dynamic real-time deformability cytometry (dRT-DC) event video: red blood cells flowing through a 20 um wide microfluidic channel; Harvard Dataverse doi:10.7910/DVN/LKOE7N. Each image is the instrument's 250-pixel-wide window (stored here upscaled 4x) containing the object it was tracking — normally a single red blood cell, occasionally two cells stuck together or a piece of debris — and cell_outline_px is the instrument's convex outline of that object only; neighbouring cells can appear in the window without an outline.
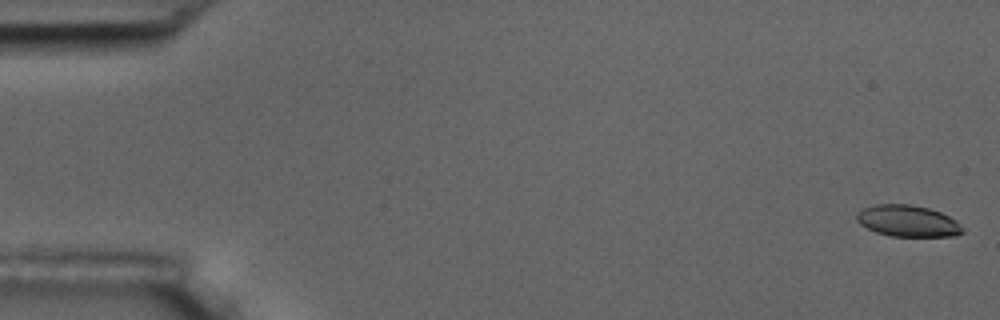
{"species": "common noctule bat (a hibernating species)", "species_latin": "Nyctalus noctula", "temperature_condition": "room temperature", "stored_images_in_passage": 5, "camera_frame_rate_fps": 3000, "um_per_image_px": 0.085, "animal": {"sex": "male", "body_mass_g": 17.5, "forearm_length_mm": 52.3}, "frame": {"image": 1, "passage_image": 1, "time_ms": 0.0, "image_size_px": [1000, 320], "cell_outline_px": [[964, 232], [956, 236], [892, 236], [876, 232], [860, 224], [856, 220], [856, 212], [864, 208], [876, 204], [912, 204], [928, 208], [940, 212], [956, 220], [964, 228]], "centroid_in_image_um": [77.17, 18.78], "position_along_channel_um": 7.8, "area_um2": 19.48}}
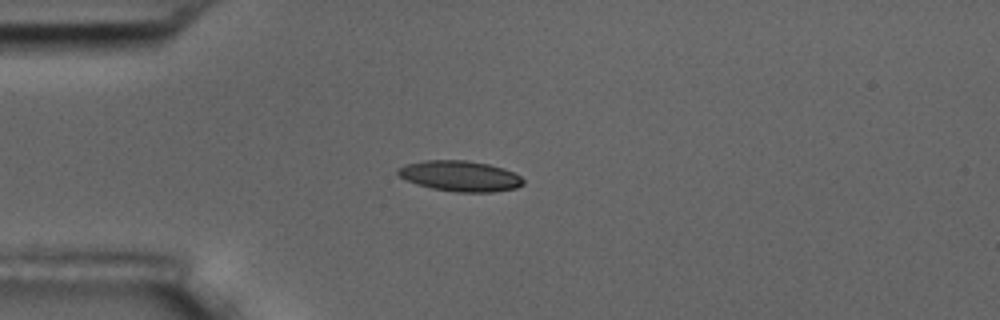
{"frame": {"image": 2, "passage_image": 5, "time_ms": 4.667, "image_size_px": [1000, 320], "cell_outline_px": [[524, 184], [516, 188], [492, 192], [456, 192], [432, 188], [416, 184], [400, 176], [396, 172], [396, 168], [404, 164], [424, 160], [468, 160], [488, 164], [504, 168], [520, 176], [524, 180]], "centroid_in_image_um": [39.09, 14.95], "position_along_channel_um": 45.9, "area_um2": 22.43}}